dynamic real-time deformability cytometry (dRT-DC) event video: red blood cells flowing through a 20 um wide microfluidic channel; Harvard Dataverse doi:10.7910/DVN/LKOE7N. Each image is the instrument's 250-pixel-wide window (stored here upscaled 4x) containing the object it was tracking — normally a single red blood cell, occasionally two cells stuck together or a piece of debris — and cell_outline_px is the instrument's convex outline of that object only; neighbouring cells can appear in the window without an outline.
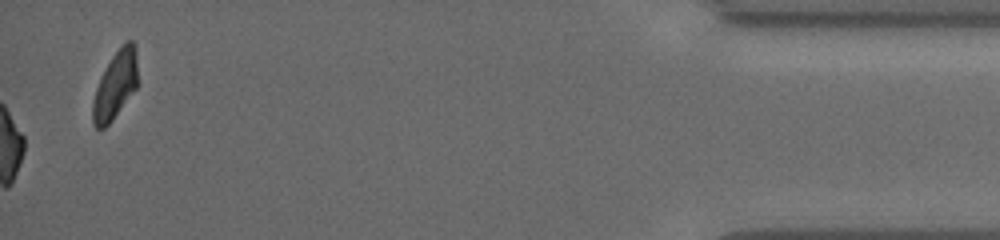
{"species": "common noctule bat (a hibernating species)", "species_latin": "Nyctalus noctula", "temperature_condition": "cold", "stored_images_in_passage": 65, "camera_frame_rate_fps": 3000, "um_per_image_px": 0.085, "animal": {"sex": "female", "body_mass_g": 19.5, "forearm_length_mm": 54.1}, "frame": {"image": 1, "passage_image": 65, "time_ms": 12.667, "image_size_px": [1000, 240], "cell_outline_px": [[136, 88], [112, 120], [104, 128], [96, 128], [92, 124], [92, 100], [96, 88], [112, 56], [120, 44], [128, 40], [132, 40], [136, 44]], "centroid_in_image_um": [9.79, 7.22], "position_along_channel_um": 425.4, "area_um2": 17.51}, "authors_computed_cell_mechanics": {"area_um2": 18.9006, "velocity_mm_per_s": 3.843, "shape_relaxation_time_tau1_ms": 4.3381, "shape_relaxation_time_tau2_ms": null, "deformation_change_tau1": 0.143, "deformation_change_tau2": null}}